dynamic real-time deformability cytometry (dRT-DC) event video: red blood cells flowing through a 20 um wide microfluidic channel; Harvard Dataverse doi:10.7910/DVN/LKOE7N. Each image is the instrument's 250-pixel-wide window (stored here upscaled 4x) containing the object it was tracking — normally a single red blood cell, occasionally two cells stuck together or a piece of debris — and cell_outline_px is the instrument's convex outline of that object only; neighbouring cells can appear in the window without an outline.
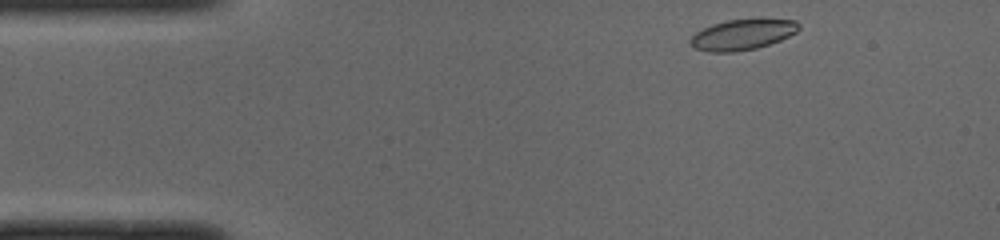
{"species": "common noctule bat (a hibernating species)", "species_latin": "Nyctalus noctula", "temperature_condition": "cold", "stored_images_in_passage": 44, "camera_frame_rate_fps": 3000, "um_per_image_px": 0.085, "animal": {"sex": "male", "body_mass_g": 19.0, "forearm_length_mm": 50.8}, "frame": {"image": 1, "passage_image": 1, "time_ms": 0.0, "image_size_px": [1000, 240], "cell_outline_px": [[800, 28], [796, 32], [780, 40], [756, 48], [736, 52], [708, 52], [696, 48], [688, 40], [696, 32], [712, 24], [728, 20], [796, 20], [800, 24]], "centroid_in_image_um": [63.09, 2.95], "position_along_channel_um": 21.9, "area_um2": 18.96}}
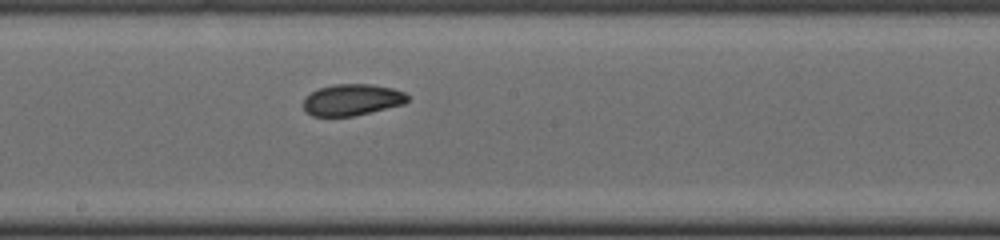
{"frame": {"image": 2, "passage_image": 21, "time_ms": 6.667, "image_size_px": [1000, 240], "cell_outline_px": [[408, 100], [404, 104], [352, 116], [312, 116], [304, 112], [304, 96], [320, 88], [336, 84], [372, 84], [392, 88], [404, 92], [408, 96]], "centroid_in_image_um": [29.9, 8.48], "position_along_channel_um": 218.3, "area_um2": 19.02}}
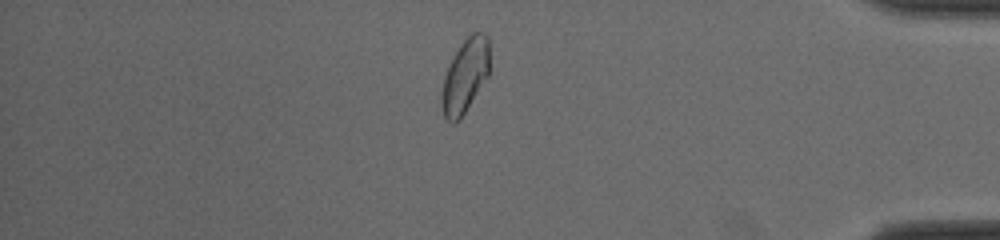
{"frame": {"image": 3, "passage_image": 37, "time_ms": 12.0, "image_size_px": [1000, 240], "cell_outline_px": [[488, 76], [460, 120], [452, 124], [444, 116], [440, 104], [440, 96], [444, 76], [460, 44], [472, 32], [484, 32], [488, 36]], "centroid_in_image_um": [39.51, 6.48], "position_along_channel_um": 395.7, "area_um2": 20.52}, "authors_computed_cell_mechanics": {"area_um2": 19.9121, "velocity_mm_per_s": 3.9854, "shape_relaxation_time_tau1_ms": 5.4058, "shape_relaxation_time_tau2_ms": 5.4942, "deformation_change_tau1": 0.1318, "deformation_change_tau2": 0.0926}}